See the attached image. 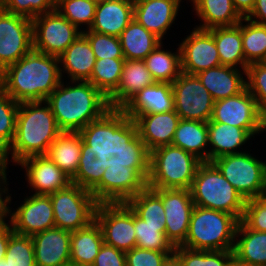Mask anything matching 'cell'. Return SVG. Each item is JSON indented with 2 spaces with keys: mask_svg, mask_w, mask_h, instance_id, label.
I'll return each instance as SVG.
<instances>
[{
  "mask_svg": "<svg viewBox=\"0 0 266 266\" xmlns=\"http://www.w3.org/2000/svg\"><path fill=\"white\" fill-rule=\"evenodd\" d=\"M200 25L196 28L209 30L215 27L238 25L243 19L236 11L232 0H189Z\"/></svg>",
  "mask_w": 266,
  "mask_h": 266,
  "instance_id": "29",
  "label": "cell"
},
{
  "mask_svg": "<svg viewBox=\"0 0 266 266\" xmlns=\"http://www.w3.org/2000/svg\"><path fill=\"white\" fill-rule=\"evenodd\" d=\"M233 259L249 266H266V232L254 231L239 221Z\"/></svg>",
  "mask_w": 266,
  "mask_h": 266,
  "instance_id": "30",
  "label": "cell"
},
{
  "mask_svg": "<svg viewBox=\"0 0 266 266\" xmlns=\"http://www.w3.org/2000/svg\"><path fill=\"white\" fill-rule=\"evenodd\" d=\"M240 221L249 229L266 232V194L246 200Z\"/></svg>",
  "mask_w": 266,
  "mask_h": 266,
  "instance_id": "47",
  "label": "cell"
},
{
  "mask_svg": "<svg viewBox=\"0 0 266 266\" xmlns=\"http://www.w3.org/2000/svg\"><path fill=\"white\" fill-rule=\"evenodd\" d=\"M174 110L171 83L155 82L137 92L116 113L119 134L141 114L165 113Z\"/></svg>",
  "mask_w": 266,
  "mask_h": 266,
  "instance_id": "17",
  "label": "cell"
},
{
  "mask_svg": "<svg viewBox=\"0 0 266 266\" xmlns=\"http://www.w3.org/2000/svg\"><path fill=\"white\" fill-rule=\"evenodd\" d=\"M236 11L242 18H246L254 8L256 0H232Z\"/></svg>",
  "mask_w": 266,
  "mask_h": 266,
  "instance_id": "53",
  "label": "cell"
},
{
  "mask_svg": "<svg viewBox=\"0 0 266 266\" xmlns=\"http://www.w3.org/2000/svg\"><path fill=\"white\" fill-rule=\"evenodd\" d=\"M49 196L55 227L72 232L87 227L95 220L98 202L90 192L88 182L73 181Z\"/></svg>",
  "mask_w": 266,
  "mask_h": 266,
  "instance_id": "9",
  "label": "cell"
},
{
  "mask_svg": "<svg viewBox=\"0 0 266 266\" xmlns=\"http://www.w3.org/2000/svg\"><path fill=\"white\" fill-rule=\"evenodd\" d=\"M61 83L47 97L62 132H86L101 142L119 136L108 98L89 81Z\"/></svg>",
  "mask_w": 266,
  "mask_h": 266,
  "instance_id": "2",
  "label": "cell"
},
{
  "mask_svg": "<svg viewBox=\"0 0 266 266\" xmlns=\"http://www.w3.org/2000/svg\"><path fill=\"white\" fill-rule=\"evenodd\" d=\"M10 237V223L0 224V261H3Z\"/></svg>",
  "mask_w": 266,
  "mask_h": 266,
  "instance_id": "52",
  "label": "cell"
},
{
  "mask_svg": "<svg viewBox=\"0 0 266 266\" xmlns=\"http://www.w3.org/2000/svg\"><path fill=\"white\" fill-rule=\"evenodd\" d=\"M124 61V58L96 59L89 82L108 98L120 83Z\"/></svg>",
  "mask_w": 266,
  "mask_h": 266,
  "instance_id": "38",
  "label": "cell"
},
{
  "mask_svg": "<svg viewBox=\"0 0 266 266\" xmlns=\"http://www.w3.org/2000/svg\"><path fill=\"white\" fill-rule=\"evenodd\" d=\"M240 70L219 65L200 71L196 76L212 95L214 101H218L238 95L247 88L246 71Z\"/></svg>",
  "mask_w": 266,
  "mask_h": 266,
  "instance_id": "24",
  "label": "cell"
},
{
  "mask_svg": "<svg viewBox=\"0 0 266 266\" xmlns=\"http://www.w3.org/2000/svg\"><path fill=\"white\" fill-rule=\"evenodd\" d=\"M125 1H127L128 3H131L133 5H135V4H137V3L141 2V1H144V0H125Z\"/></svg>",
  "mask_w": 266,
  "mask_h": 266,
  "instance_id": "56",
  "label": "cell"
},
{
  "mask_svg": "<svg viewBox=\"0 0 266 266\" xmlns=\"http://www.w3.org/2000/svg\"><path fill=\"white\" fill-rule=\"evenodd\" d=\"M230 266H249V265H244V264L239 263V262H237L236 260L233 259L231 264H230Z\"/></svg>",
  "mask_w": 266,
  "mask_h": 266,
  "instance_id": "55",
  "label": "cell"
},
{
  "mask_svg": "<svg viewBox=\"0 0 266 266\" xmlns=\"http://www.w3.org/2000/svg\"><path fill=\"white\" fill-rule=\"evenodd\" d=\"M22 204L13 211L10 208L8 222L14 232L33 236L55 227L53 206L49 195L32 194L25 196Z\"/></svg>",
  "mask_w": 266,
  "mask_h": 266,
  "instance_id": "19",
  "label": "cell"
},
{
  "mask_svg": "<svg viewBox=\"0 0 266 266\" xmlns=\"http://www.w3.org/2000/svg\"><path fill=\"white\" fill-rule=\"evenodd\" d=\"M100 143L95 135L86 132H61L46 155L73 181L88 182L92 154Z\"/></svg>",
  "mask_w": 266,
  "mask_h": 266,
  "instance_id": "8",
  "label": "cell"
},
{
  "mask_svg": "<svg viewBox=\"0 0 266 266\" xmlns=\"http://www.w3.org/2000/svg\"><path fill=\"white\" fill-rule=\"evenodd\" d=\"M56 0H0V8L29 19L55 10Z\"/></svg>",
  "mask_w": 266,
  "mask_h": 266,
  "instance_id": "44",
  "label": "cell"
},
{
  "mask_svg": "<svg viewBox=\"0 0 266 266\" xmlns=\"http://www.w3.org/2000/svg\"><path fill=\"white\" fill-rule=\"evenodd\" d=\"M171 145L209 162L208 122L180 120Z\"/></svg>",
  "mask_w": 266,
  "mask_h": 266,
  "instance_id": "32",
  "label": "cell"
},
{
  "mask_svg": "<svg viewBox=\"0 0 266 266\" xmlns=\"http://www.w3.org/2000/svg\"><path fill=\"white\" fill-rule=\"evenodd\" d=\"M126 203L148 225L165 226L166 217L162 199L148 186Z\"/></svg>",
  "mask_w": 266,
  "mask_h": 266,
  "instance_id": "36",
  "label": "cell"
},
{
  "mask_svg": "<svg viewBox=\"0 0 266 266\" xmlns=\"http://www.w3.org/2000/svg\"><path fill=\"white\" fill-rule=\"evenodd\" d=\"M136 247L159 252H174L175 247L165 234V226L148 225L134 213Z\"/></svg>",
  "mask_w": 266,
  "mask_h": 266,
  "instance_id": "39",
  "label": "cell"
},
{
  "mask_svg": "<svg viewBox=\"0 0 266 266\" xmlns=\"http://www.w3.org/2000/svg\"><path fill=\"white\" fill-rule=\"evenodd\" d=\"M211 121L245 129L252 137L265 131L266 117L246 88L233 97L215 101Z\"/></svg>",
  "mask_w": 266,
  "mask_h": 266,
  "instance_id": "14",
  "label": "cell"
},
{
  "mask_svg": "<svg viewBox=\"0 0 266 266\" xmlns=\"http://www.w3.org/2000/svg\"><path fill=\"white\" fill-rule=\"evenodd\" d=\"M82 33L88 38L96 59L124 58L119 37L99 34L89 29Z\"/></svg>",
  "mask_w": 266,
  "mask_h": 266,
  "instance_id": "46",
  "label": "cell"
},
{
  "mask_svg": "<svg viewBox=\"0 0 266 266\" xmlns=\"http://www.w3.org/2000/svg\"><path fill=\"white\" fill-rule=\"evenodd\" d=\"M238 223L227 212L194 206L181 246L194 250H233Z\"/></svg>",
  "mask_w": 266,
  "mask_h": 266,
  "instance_id": "6",
  "label": "cell"
},
{
  "mask_svg": "<svg viewBox=\"0 0 266 266\" xmlns=\"http://www.w3.org/2000/svg\"><path fill=\"white\" fill-rule=\"evenodd\" d=\"M160 43L143 61L155 82L172 83L182 73L181 53L165 50Z\"/></svg>",
  "mask_w": 266,
  "mask_h": 266,
  "instance_id": "35",
  "label": "cell"
},
{
  "mask_svg": "<svg viewBox=\"0 0 266 266\" xmlns=\"http://www.w3.org/2000/svg\"><path fill=\"white\" fill-rule=\"evenodd\" d=\"M62 266H80V265L73 264V263H68V264H65V265H62Z\"/></svg>",
  "mask_w": 266,
  "mask_h": 266,
  "instance_id": "57",
  "label": "cell"
},
{
  "mask_svg": "<svg viewBox=\"0 0 266 266\" xmlns=\"http://www.w3.org/2000/svg\"><path fill=\"white\" fill-rule=\"evenodd\" d=\"M98 203L127 202L147 187V157L120 135L93 151L88 180Z\"/></svg>",
  "mask_w": 266,
  "mask_h": 266,
  "instance_id": "1",
  "label": "cell"
},
{
  "mask_svg": "<svg viewBox=\"0 0 266 266\" xmlns=\"http://www.w3.org/2000/svg\"><path fill=\"white\" fill-rule=\"evenodd\" d=\"M19 103L0 87V154L12 144L16 132Z\"/></svg>",
  "mask_w": 266,
  "mask_h": 266,
  "instance_id": "42",
  "label": "cell"
},
{
  "mask_svg": "<svg viewBox=\"0 0 266 266\" xmlns=\"http://www.w3.org/2000/svg\"><path fill=\"white\" fill-rule=\"evenodd\" d=\"M153 189L162 199L165 211V234L174 247L181 246L187 237L194 208L188 189Z\"/></svg>",
  "mask_w": 266,
  "mask_h": 266,
  "instance_id": "18",
  "label": "cell"
},
{
  "mask_svg": "<svg viewBox=\"0 0 266 266\" xmlns=\"http://www.w3.org/2000/svg\"><path fill=\"white\" fill-rule=\"evenodd\" d=\"M103 243L101 228L95 220L83 229L72 231L70 263L92 266Z\"/></svg>",
  "mask_w": 266,
  "mask_h": 266,
  "instance_id": "33",
  "label": "cell"
},
{
  "mask_svg": "<svg viewBox=\"0 0 266 266\" xmlns=\"http://www.w3.org/2000/svg\"><path fill=\"white\" fill-rule=\"evenodd\" d=\"M97 3L95 0H56L55 9L82 32L93 24Z\"/></svg>",
  "mask_w": 266,
  "mask_h": 266,
  "instance_id": "41",
  "label": "cell"
},
{
  "mask_svg": "<svg viewBox=\"0 0 266 266\" xmlns=\"http://www.w3.org/2000/svg\"><path fill=\"white\" fill-rule=\"evenodd\" d=\"M182 0H144L134 5L133 18L163 41L175 23Z\"/></svg>",
  "mask_w": 266,
  "mask_h": 266,
  "instance_id": "22",
  "label": "cell"
},
{
  "mask_svg": "<svg viewBox=\"0 0 266 266\" xmlns=\"http://www.w3.org/2000/svg\"><path fill=\"white\" fill-rule=\"evenodd\" d=\"M61 77L65 73L71 81H89L96 57L88 38L82 33L59 56Z\"/></svg>",
  "mask_w": 266,
  "mask_h": 266,
  "instance_id": "27",
  "label": "cell"
},
{
  "mask_svg": "<svg viewBox=\"0 0 266 266\" xmlns=\"http://www.w3.org/2000/svg\"><path fill=\"white\" fill-rule=\"evenodd\" d=\"M214 38L221 65L247 70L245 62L241 22L231 27H215L208 30Z\"/></svg>",
  "mask_w": 266,
  "mask_h": 266,
  "instance_id": "31",
  "label": "cell"
},
{
  "mask_svg": "<svg viewBox=\"0 0 266 266\" xmlns=\"http://www.w3.org/2000/svg\"><path fill=\"white\" fill-rule=\"evenodd\" d=\"M251 138L253 137L245 129L209 120V162L225 155L244 152L241 147L250 142Z\"/></svg>",
  "mask_w": 266,
  "mask_h": 266,
  "instance_id": "28",
  "label": "cell"
},
{
  "mask_svg": "<svg viewBox=\"0 0 266 266\" xmlns=\"http://www.w3.org/2000/svg\"><path fill=\"white\" fill-rule=\"evenodd\" d=\"M175 110L138 115L119 135L134 149L147 155L153 149L171 145L180 121Z\"/></svg>",
  "mask_w": 266,
  "mask_h": 266,
  "instance_id": "11",
  "label": "cell"
},
{
  "mask_svg": "<svg viewBox=\"0 0 266 266\" xmlns=\"http://www.w3.org/2000/svg\"><path fill=\"white\" fill-rule=\"evenodd\" d=\"M241 37L245 62L248 65L266 62V25L243 18L241 20Z\"/></svg>",
  "mask_w": 266,
  "mask_h": 266,
  "instance_id": "37",
  "label": "cell"
},
{
  "mask_svg": "<svg viewBox=\"0 0 266 266\" xmlns=\"http://www.w3.org/2000/svg\"><path fill=\"white\" fill-rule=\"evenodd\" d=\"M31 238L36 266H62L70 263L71 231L54 227Z\"/></svg>",
  "mask_w": 266,
  "mask_h": 266,
  "instance_id": "23",
  "label": "cell"
},
{
  "mask_svg": "<svg viewBox=\"0 0 266 266\" xmlns=\"http://www.w3.org/2000/svg\"><path fill=\"white\" fill-rule=\"evenodd\" d=\"M195 206L227 212L241 220L246 200L212 162H202L190 188Z\"/></svg>",
  "mask_w": 266,
  "mask_h": 266,
  "instance_id": "7",
  "label": "cell"
},
{
  "mask_svg": "<svg viewBox=\"0 0 266 266\" xmlns=\"http://www.w3.org/2000/svg\"><path fill=\"white\" fill-rule=\"evenodd\" d=\"M32 49L31 19L0 8V73Z\"/></svg>",
  "mask_w": 266,
  "mask_h": 266,
  "instance_id": "16",
  "label": "cell"
},
{
  "mask_svg": "<svg viewBox=\"0 0 266 266\" xmlns=\"http://www.w3.org/2000/svg\"><path fill=\"white\" fill-rule=\"evenodd\" d=\"M147 186L190 190L202 163L195 155L173 145L153 149L147 155Z\"/></svg>",
  "mask_w": 266,
  "mask_h": 266,
  "instance_id": "5",
  "label": "cell"
},
{
  "mask_svg": "<svg viewBox=\"0 0 266 266\" xmlns=\"http://www.w3.org/2000/svg\"><path fill=\"white\" fill-rule=\"evenodd\" d=\"M61 81L59 57L34 49L0 73V87L18 103L46 100Z\"/></svg>",
  "mask_w": 266,
  "mask_h": 266,
  "instance_id": "3",
  "label": "cell"
},
{
  "mask_svg": "<svg viewBox=\"0 0 266 266\" xmlns=\"http://www.w3.org/2000/svg\"><path fill=\"white\" fill-rule=\"evenodd\" d=\"M4 262L8 266H36L32 238L13 231L10 224V237Z\"/></svg>",
  "mask_w": 266,
  "mask_h": 266,
  "instance_id": "43",
  "label": "cell"
},
{
  "mask_svg": "<svg viewBox=\"0 0 266 266\" xmlns=\"http://www.w3.org/2000/svg\"><path fill=\"white\" fill-rule=\"evenodd\" d=\"M8 167L3 163L0 165V224L8 222L7 218L10 216L11 207L9 205H11L12 194L9 193V181H7Z\"/></svg>",
  "mask_w": 266,
  "mask_h": 266,
  "instance_id": "50",
  "label": "cell"
},
{
  "mask_svg": "<svg viewBox=\"0 0 266 266\" xmlns=\"http://www.w3.org/2000/svg\"><path fill=\"white\" fill-rule=\"evenodd\" d=\"M246 84L248 91L255 98L259 109L266 117V62H256L248 65Z\"/></svg>",
  "mask_w": 266,
  "mask_h": 266,
  "instance_id": "45",
  "label": "cell"
},
{
  "mask_svg": "<svg viewBox=\"0 0 266 266\" xmlns=\"http://www.w3.org/2000/svg\"><path fill=\"white\" fill-rule=\"evenodd\" d=\"M155 83L143 60H125L120 83L108 97L110 108L117 113L137 92Z\"/></svg>",
  "mask_w": 266,
  "mask_h": 266,
  "instance_id": "25",
  "label": "cell"
},
{
  "mask_svg": "<svg viewBox=\"0 0 266 266\" xmlns=\"http://www.w3.org/2000/svg\"><path fill=\"white\" fill-rule=\"evenodd\" d=\"M0 266H8V264L6 262L3 261H0Z\"/></svg>",
  "mask_w": 266,
  "mask_h": 266,
  "instance_id": "58",
  "label": "cell"
},
{
  "mask_svg": "<svg viewBox=\"0 0 266 266\" xmlns=\"http://www.w3.org/2000/svg\"><path fill=\"white\" fill-rule=\"evenodd\" d=\"M174 254L181 266H230L233 260V250H194L178 246Z\"/></svg>",
  "mask_w": 266,
  "mask_h": 266,
  "instance_id": "40",
  "label": "cell"
},
{
  "mask_svg": "<svg viewBox=\"0 0 266 266\" xmlns=\"http://www.w3.org/2000/svg\"><path fill=\"white\" fill-rule=\"evenodd\" d=\"M95 221L105 244L125 253L136 247L134 211L126 202L98 203Z\"/></svg>",
  "mask_w": 266,
  "mask_h": 266,
  "instance_id": "12",
  "label": "cell"
},
{
  "mask_svg": "<svg viewBox=\"0 0 266 266\" xmlns=\"http://www.w3.org/2000/svg\"><path fill=\"white\" fill-rule=\"evenodd\" d=\"M32 22L33 49L59 57L82 32L56 9L38 15Z\"/></svg>",
  "mask_w": 266,
  "mask_h": 266,
  "instance_id": "13",
  "label": "cell"
},
{
  "mask_svg": "<svg viewBox=\"0 0 266 266\" xmlns=\"http://www.w3.org/2000/svg\"><path fill=\"white\" fill-rule=\"evenodd\" d=\"M61 132L46 100L19 103L15 137L1 155L2 163L9 165L12 162L16 166L27 157L46 155L50 144Z\"/></svg>",
  "mask_w": 266,
  "mask_h": 266,
  "instance_id": "4",
  "label": "cell"
},
{
  "mask_svg": "<svg viewBox=\"0 0 266 266\" xmlns=\"http://www.w3.org/2000/svg\"><path fill=\"white\" fill-rule=\"evenodd\" d=\"M92 266H126L125 252L103 243Z\"/></svg>",
  "mask_w": 266,
  "mask_h": 266,
  "instance_id": "49",
  "label": "cell"
},
{
  "mask_svg": "<svg viewBox=\"0 0 266 266\" xmlns=\"http://www.w3.org/2000/svg\"><path fill=\"white\" fill-rule=\"evenodd\" d=\"M16 165L25 169V179L34 194L49 195L73 182L47 155H33Z\"/></svg>",
  "mask_w": 266,
  "mask_h": 266,
  "instance_id": "21",
  "label": "cell"
},
{
  "mask_svg": "<svg viewBox=\"0 0 266 266\" xmlns=\"http://www.w3.org/2000/svg\"><path fill=\"white\" fill-rule=\"evenodd\" d=\"M193 28L178 44L181 70L189 75L221 65L213 35L208 30Z\"/></svg>",
  "mask_w": 266,
  "mask_h": 266,
  "instance_id": "20",
  "label": "cell"
},
{
  "mask_svg": "<svg viewBox=\"0 0 266 266\" xmlns=\"http://www.w3.org/2000/svg\"><path fill=\"white\" fill-rule=\"evenodd\" d=\"M246 18L255 23L266 25V0H256L254 8Z\"/></svg>",
  "mask_w": 266,
  "mask_h": 266,
  "instance_id": "51",
  "label": "cell"
},
{
  "mask_svg": "<svg viewBox=\"0 0 266 266\" xmlns=\"http://www.w3.org/2000/svg\"><path fill=\"white\" fill-rule=\"evenodd\" d=\"M134 5L125 0L99 1L90 29L99 34L119 37L133 20Z\"/></svg>",
  "mask_w": 266,
  "mask_h": 266,
  "instance_id": "26",
  "label": "cell"
},
{
  "mask_svg": "<svg viewBox=\"0 0 266 266\" xmlns=\"http://www.w3.org/2000/svg\"><path fill=\"white\" fill-rule=\"evenodd\" d=\"M162 266H181V263L178 257L173 253L164 261Z\"/></svg>",
  "mask_w": 266,
  "mask_h": 266,
  "instance_id": "54",
  "label": "cell"
},
{
  "mask_svg": "<svg viewBox=\"0 0 266 266\" xmlns=\"http://www.w3.org/2000/svg\"><path fill=\"white\" fill-rule=\"evenodd\" d=\"M174 252H159L134 247L125 253L126 266H162Z\"/></svg>",
  "mask_w": 266,
  "mask_h": 266,
  "instance_id": "48",
  "label": "cell"
},
{
  "mask_svg": "<svg viewBox=\"0 0 266 266\" xmlns=\"http://www.w3.org/2000/svg\"><path fill=\"white\" fill-rule=\"evenodd\" d=\"M174 110L182 120L208 122L214 99L196 75L181 73L172 83Z\"/></svg>",
  "mask_w": 266,
  "mask_h": 266,
  "instance_id": "15",
  "label": "cell"
},
{
  "mask_svg": "<svg viewBox=\"0 0 266 266\" xmlns=\"http://www.w3.org/2000/svg\"><path fill=\"white\" fill-rule=\"evenodd\" d=\"M212 163L245 200L266 194V161L250 151L225 155Z\"/></svg>",
  "mask_w": 266,
  "mask_h": 266,
  "instance_id": "10",
  "label": "cell"
},
{
  "mask_svg": "<svg viewBox=\"0 0 266 266\" xmlns=\"http://www.w3.org/2000/svg\"><path fill=\"white\" fill-rule=\"evenodd\" d=\"M125 60H144L163 41L134 18L119 36Z\"/></svg>",
  "mask_w": 266,
  "mask_h": 266,
  "instance_id": "34",
  "label": "cell"
}]
</instances>
